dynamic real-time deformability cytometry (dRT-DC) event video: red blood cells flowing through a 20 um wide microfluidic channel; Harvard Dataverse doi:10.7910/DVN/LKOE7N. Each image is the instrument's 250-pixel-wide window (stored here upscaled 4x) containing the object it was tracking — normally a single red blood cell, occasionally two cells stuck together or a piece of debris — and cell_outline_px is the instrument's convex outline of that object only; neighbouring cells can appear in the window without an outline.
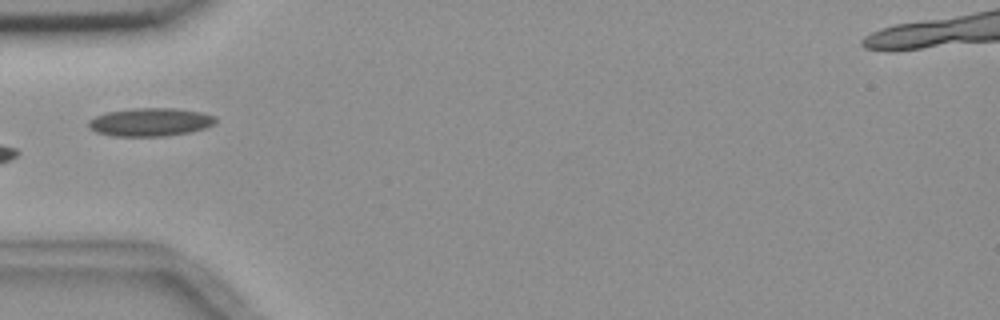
{"species": "common noctule bat (a hibernating species)", "species_latin": "Nyctalus noctula", "temperature_condition": "room temperature", "stored_images_in_passage": 4, "camera_frame_rate_fps": 3000, "um_per_image_px": 0.085, "animal": {"sex": "female", "body_mass_g": 18.4}, "frame": {"image": 1, "passage_image": 4, "time_ms": 3.333, "image_size_px": [1000, 320], "cell_outline_px": [[216, 124], [192, 132], [168, 136], [112, 136], [96, 132], [88, 128], [88, 120], [96, 116], [108, 112], [132, 108], [176, 108], [200, 112], [216, 116]], "centroid_in_image_um": [12.79, 10.38], "position_along_channel_um": 72.2, "area_um2": 21.1}}